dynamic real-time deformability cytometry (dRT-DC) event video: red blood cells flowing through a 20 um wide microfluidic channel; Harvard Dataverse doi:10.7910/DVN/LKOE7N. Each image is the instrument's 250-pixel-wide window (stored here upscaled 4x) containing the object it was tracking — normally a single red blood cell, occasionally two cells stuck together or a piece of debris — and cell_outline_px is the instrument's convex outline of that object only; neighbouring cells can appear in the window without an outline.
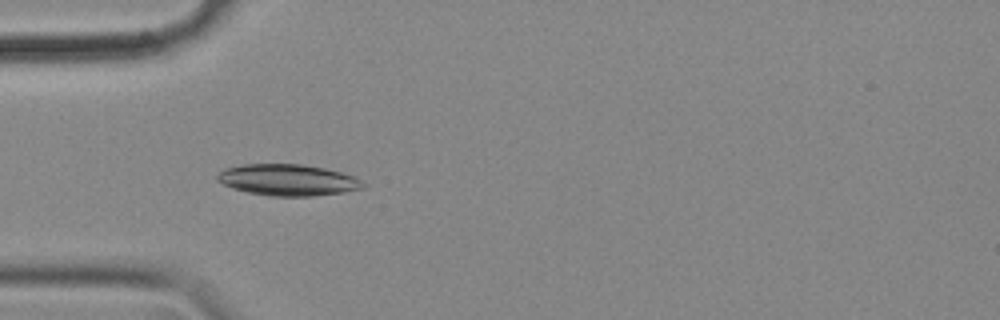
{"species": "common noctule bat (a hibernating species)", "species_latin": "Nyctalus noctula", "temperature_condition": "cold", "stored_images_in_passage": 44, "camera_frame_rate_fps": 3000, "um_per_image_px": 0.085, "animal": {"sex": "female", "body_mass_g": 18.4}, "frame": {"image": 1, "passage_image": 5, "time_ms": 1.333, "image_size_px": [1000, 320], "cell_outline_px": [[368, 184], [364, 188], [344, 192], [312, 196], [268, 196], [248, 192], [232, 188], [216, 180], [216, 176], [224, 168], [244, 164], [300, 164], [324, 168], [344, 172], [356, 176]], "centroid_in_image_um": [24.52, 15.29], "position_along_channel_um": 60.5, "area_um2": 26.93}}
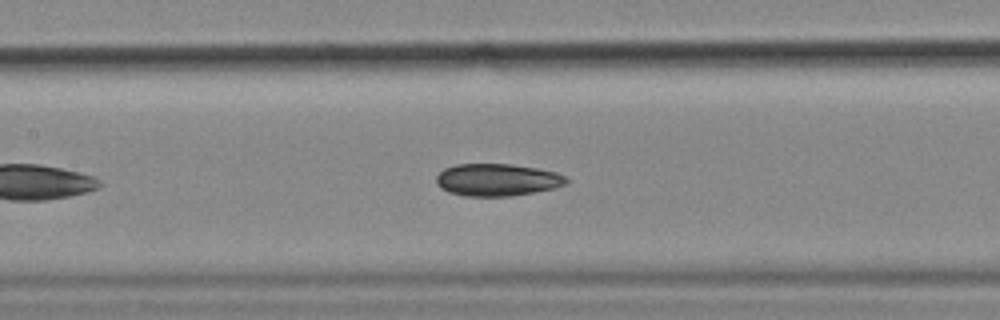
{"frame": {"image": 2, "passage_image": 14, "time_ms": 4.333, "image_size_px": [1000, 320], "cell_outline_px": [[568, 180], [564, 184], [556, 188], [512, 196], [464, 196], [448, 192], [440, 188], [436, 184], [436, 176], [444, 168], [456, 164], [512, 164], [536, 168], [556, 172], [568, 176]], "centroid_in_image_um": [42.25, 15.29], "position_along_channel_um": 165.1, "area_um2": 24.68}}
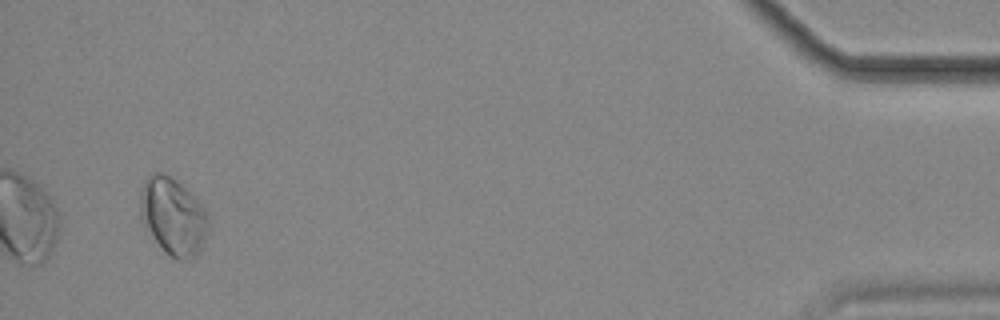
{"frame": {"image": 3, "passage_image": 42, "time_ms": 13.667, "image_size_px": [1000, 320], "cell_outline_px": [[208, 228], [200, 252], [196, 260], [176, 260], [168, 256], [164, 252], [144, 228], [140, 216], [140, 188], [144, 180], [148, 176], [156, 172], [160, 172], [172, 176], [208, 212]], "centroid_in_image_um": [14.69, 18.44], "position_along_channel_um": 420.5, "area_um2": 31.15}, "authors_computed_cell_mechanics": {"area_um2": 24.5072, "velocity_mm_per_s": 3.5711, "shape_relaxation_time_tau1_ms": 10.7197, "shape_relaxation_time_tau2_ms": 6.8116, "deformation_change_tau1": 0.1489, "deformation_change_tau2": 0.0915}}